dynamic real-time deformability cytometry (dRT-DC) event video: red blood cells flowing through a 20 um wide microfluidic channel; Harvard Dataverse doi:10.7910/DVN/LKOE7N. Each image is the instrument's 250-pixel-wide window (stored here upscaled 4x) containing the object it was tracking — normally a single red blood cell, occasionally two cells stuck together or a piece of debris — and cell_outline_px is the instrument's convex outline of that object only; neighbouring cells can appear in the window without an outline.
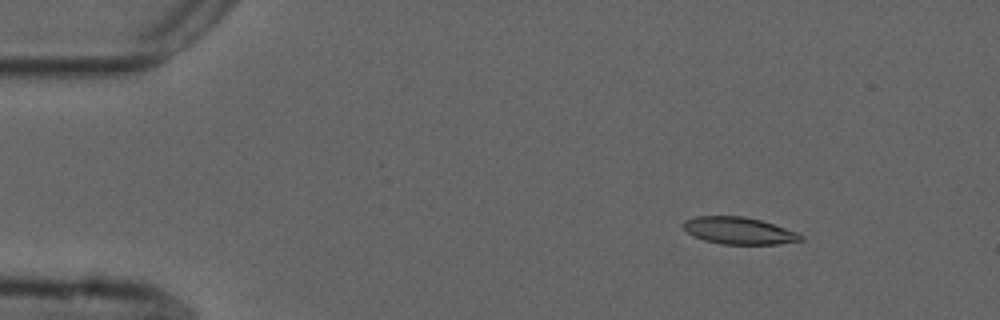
{"species": "common noctule bat (a hibernating species)", "species_latin": "Nyctalus noctula", "temperature_condition": "cold", "stored_images_in_passage": 52, "camera_frame_rate_fps": 3000, "um_per_image_px": 0.085, "animal": {"sex": "male", "forearm_length_mm": 52.5}, "frame": {"image": 1, "passage_image": 5, "time_ms": 1.333, "image_size_px": [1000, 320], "cell_outline_px": [[804, 240], [780, 244], [724, 244], [704, 240], [688, 232], [684, 228], [684, 220], [696, 216], [744, 216], [760, 220], [800, 232], [804, 236]], "centroid_in_image_um": [62.88, 19.61], "position_along_channel_um": 22.1, "area_um2": 18.5}}
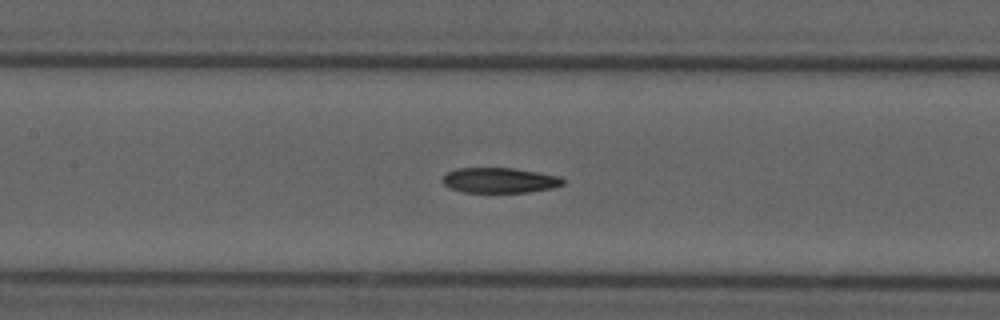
{"frame": {"image": 2, "passage_image": 23, "time_ms": 7.333, "image_size_px": [1000, 320], "cell_outline_px": [[564, 184], [552, 188], [528, 192], [464, 192], [448, 188], [440, 180], [448, 172], [456, 168], [516, 168], [560, 176], [564, 180]], "centroid_in_image_um": [42.45, 15.32], "position_along_channel_um": 164.9, "area_um2": 17.8}}
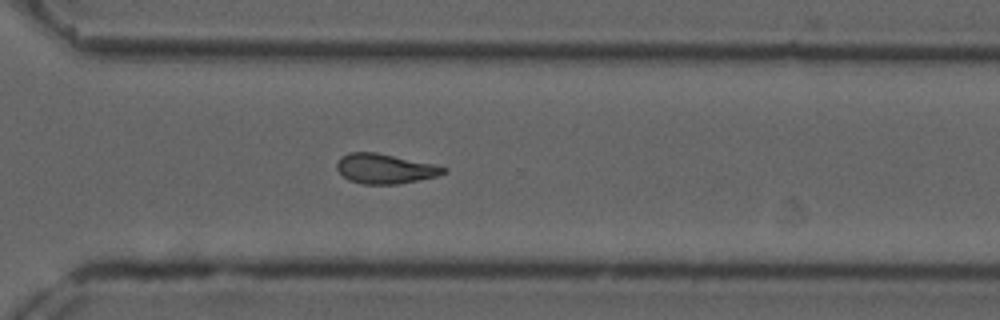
{"frame": {"image": 3, "passage_image": 37, "time_ms": 12.0, "image_size_px": [1000, 320], "cell_outline_px": [[448, 172], [436, 176], [420, 180], [396, 184], [364, 184], [348, 180], [336, 168], [336, 164], [340, 156], [348, 152], [376, 152], [436, 164], [448, 168]], "centroid_in_image_um": [32.74, 14.33], "position_along_channel_um": 337.9, "area_um2": 18.73}}